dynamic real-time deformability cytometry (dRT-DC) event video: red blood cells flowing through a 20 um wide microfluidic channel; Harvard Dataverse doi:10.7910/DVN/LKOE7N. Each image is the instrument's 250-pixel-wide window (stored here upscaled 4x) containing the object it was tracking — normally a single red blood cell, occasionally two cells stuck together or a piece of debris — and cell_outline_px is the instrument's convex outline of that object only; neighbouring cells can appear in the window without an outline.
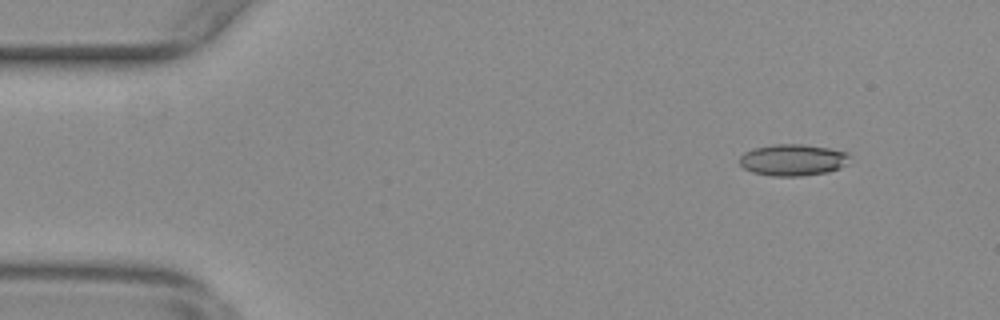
{"species": "common noctule bat (a hibernating species)", "species_latin": "Nyctalus noctula", "temperature_condition": "warm", "stored_images_in_passage": 15, "camera_frame_rate_fps": 3000, "um_per_image_px": 0.085, "animal": {"sex": "female", "body_mass_g": 29.2, "forearm_length_mm": 56.3}, "frame": {"image": 1, "passage_image": 5, "time_ms": 1.333, "image_size_px": [1000, 320], "cell_outline_px": [[848, 164], [840, 168], [828, 172], [800, 176], [772, 176], [752, 172], [744, 168], [740, 164], [740, 156], [744, 152], [752, 148], [776, 144], [800, 144], [828, 148], [844, 152], [848, 156]], "centroid_in_image_um": [67.36, 13.6], "position_along_channel_um": 17.6, "area_um2": 20.17}}